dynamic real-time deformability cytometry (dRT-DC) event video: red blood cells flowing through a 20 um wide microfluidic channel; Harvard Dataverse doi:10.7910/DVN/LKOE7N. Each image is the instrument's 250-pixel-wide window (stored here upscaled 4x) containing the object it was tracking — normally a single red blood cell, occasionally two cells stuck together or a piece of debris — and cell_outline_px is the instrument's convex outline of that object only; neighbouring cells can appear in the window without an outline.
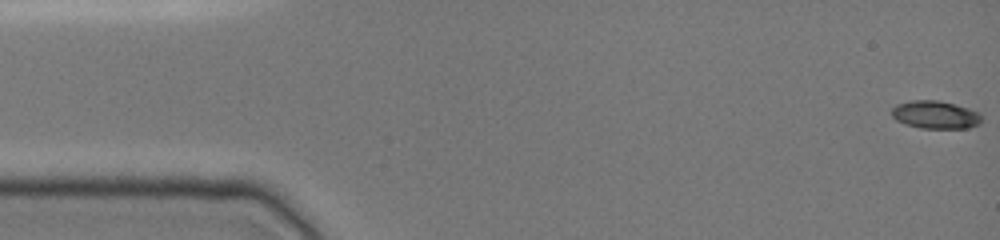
{"species": "common noctule bat (a hibernating species)", "species_latin": "Nyctalus noctula", "temperature_condition": "cold", "stored_images_in_passage": 48, "camera_frame_rate_fps": 3000, "um_per_image_px": 0.085, "animal": {"sex": "female", "body_mass_g": 19.0, "forearm_length_mm": 51.5}, "frame": {"image": 1, "passage_image": 1, "time_ms": 0.0, "image_size_px": [1000, 240], "cell_outline_px": [[980, 124], [968, 128], [920, 128], [904, 124], [896, 120], [892, 116], [892, 108], [896, 104], [912, 100], [940, 100], [968, 108], [980, 112]], "centroid_in_image_um": [79.49, 9.75], "position_along_channel_um": 5.5, "area_um2": 14.68}}
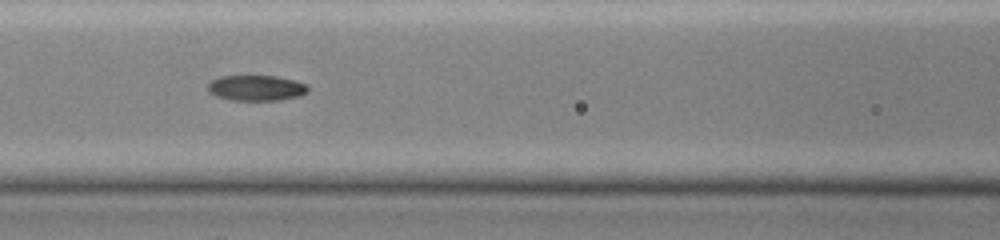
{"frame": {"image": 2, "passage_image": 21, "time_ms": 6.667, "image_size_px": [1000, 240], "cell_outline_px": [[308, 92], [300, 96], [280, 100], [232, 100], [216, 96], [208, 92], [208, 84], [212, 80], [220, 76], [276, 76], [296, 80], [308, 84]], "centroid_in_image_um": [21.81, 7.47], "position_along_channel_um": 144.8, "area_um2": 15.03}}
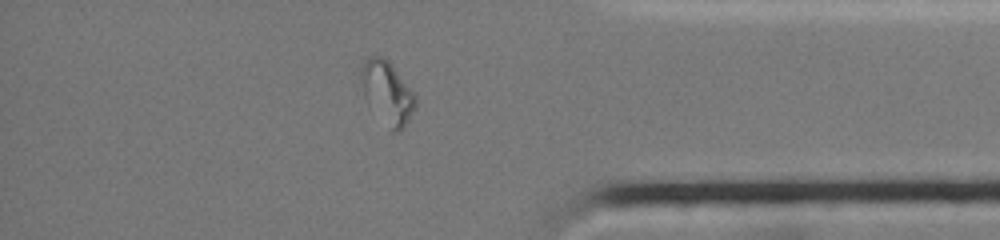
{"frame": {"image": 3, "passage_image": 41, "time_ms": 13.333, "image_size_px": [1000, 240], "cell_outline_px": [[416, 108], [404, 128], [396, 132], [392, 128], [364, 96], [360, 80], [360, 68], [364, 60], [368, 56], [380, 56], [388, 60], [416, 96]], "centroid_in_image_um": [32.92, 7.8], "position_along_channel_um": 402.3, "area_um2": 19.19}, "authors_computed_cell_mechanics": {"area_um2": 15.2592, "velocity_mm_per_s": 4.0088, "shape_relaxation_time_tau1_ms": null, "shape_relaxation_time_tau2_ms": 5.2694, "deformation_change_tau1": null, "deformation_change_tau2": 0.0625}}